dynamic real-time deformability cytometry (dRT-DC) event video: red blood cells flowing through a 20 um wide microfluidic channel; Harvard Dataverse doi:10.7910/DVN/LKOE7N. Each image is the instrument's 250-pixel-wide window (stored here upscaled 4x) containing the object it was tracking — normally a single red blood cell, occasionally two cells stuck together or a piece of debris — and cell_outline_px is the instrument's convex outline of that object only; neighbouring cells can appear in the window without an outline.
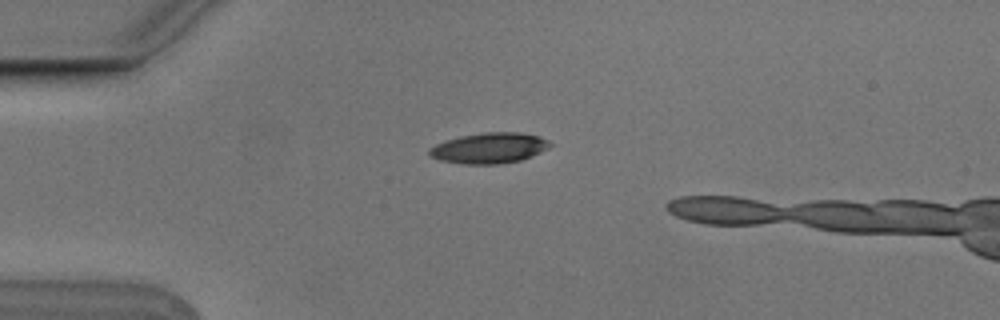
{"species": "Egyptian fruit bat (a non-hibernating species)", "species_latin": "Rousettus aegyptiacus", "temperature_condition": "cold", "stored_images_in_passage": 2, "camera_frame_rate_fps": 3000, "um_per_image_px": 0.085, "animal": {"sex": "male"}, "frame": {"image": 1, "passage_image": 2, "time_ms": 0.333, "image_size_px": [1000, 320], "cell_outline_px": [[552, 144], [548, 148], [532, 156], [520, 160], [500, 164], [464, 164], [440, 160], [432, 156], [428, 152], [428, 148], [436, 144], [460, 136], [484, 132], [520, 132], [540, 136], [548, 140]], "centroid_in_image_um": [41.61, 12.58], "position_along_channel_um": 43.4, "area_um2": 21.5}}